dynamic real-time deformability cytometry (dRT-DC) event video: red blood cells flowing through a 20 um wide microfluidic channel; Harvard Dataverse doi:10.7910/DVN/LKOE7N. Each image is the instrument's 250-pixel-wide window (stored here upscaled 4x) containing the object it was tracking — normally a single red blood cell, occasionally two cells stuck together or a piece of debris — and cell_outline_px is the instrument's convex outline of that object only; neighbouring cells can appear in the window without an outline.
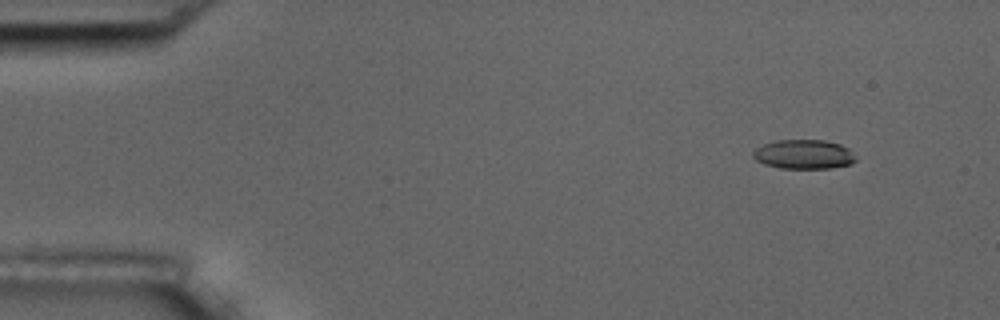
{"species": "common noctule bat (a hibernating species)", "species_latin": "Nyctalus noctula", "temperature_condition": "room temperature", "stored_images_in_passage": 52, "camera_frame_rate_fps": 3000, "um_per_image_px": 0.085, "animal": {"sex": "male", "body_mass_g": 17.5, "forearm_length_mm": 52.3}, "frame": {"image": 1, "passage_image": 1, "time_ms": 0.0, "image_size_px": [1000, 320], "cell_outline_px": [[856, 160], [852, 164], [828, 168], [780, 168], [764, 164], [756, 160], [752, 156], [752, 152], [756, 148], [764, 144], [776, 140], [824, 140], [840, 144], [848, 148], [856, 156]], "centroid_in_image_um": [68.32, 13.11], "position_along_channel_um": 16.7, "area_um2": 17.57}}
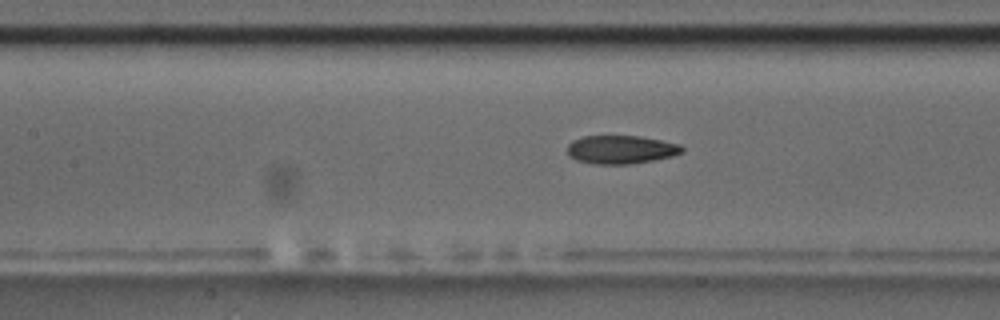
{"frame": {"image": 2, "passage_image": 21, "time_ms": 6.667, "image_size_px": [1000, 320], "cell_outline_px": [[684, 152], [672, 156], [652, 160], [628, 164], [596, 164], [576, 160], [568, 156], [568, 144], [572, 140], [584, 136], [640, 136], [680, 144], [684, 148]], "centroid_in_image_um": [52.77, 12.71], "position_along_channel_um": 154.6, "area_um2": 18.96}}
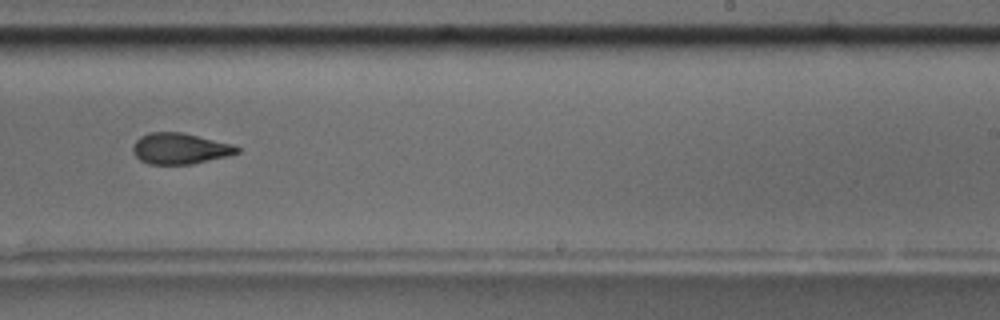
{"frame": {"image": 3, "passage_image": 31, "time_ms": 10.0, "image_size_px": [1000, 320], "cell_outline_px": [[240, 152], [228, 156], [192, 164], [148, 164], [140, 160], [132, 152], [132, 144], [140, 136], [148, 132], [184, 132], [232, 144], [240, 148]], "centroid_in_image_um": [15.28, 12.62], "position_along_channel_um": 273.7, "area_um2": 19.02}, "authors_computed_cell_mechanics": {"area_um2": 19.4208, "velocity_mm_per_s": 3.5862, "shape_relaxation_time_tau1_ms": 7.093, "shape_relaxation_time_tau2_ms": 2.6744, "deformation_change_tau1": 0.174, "deformation_change_tau2": 0.1024}}